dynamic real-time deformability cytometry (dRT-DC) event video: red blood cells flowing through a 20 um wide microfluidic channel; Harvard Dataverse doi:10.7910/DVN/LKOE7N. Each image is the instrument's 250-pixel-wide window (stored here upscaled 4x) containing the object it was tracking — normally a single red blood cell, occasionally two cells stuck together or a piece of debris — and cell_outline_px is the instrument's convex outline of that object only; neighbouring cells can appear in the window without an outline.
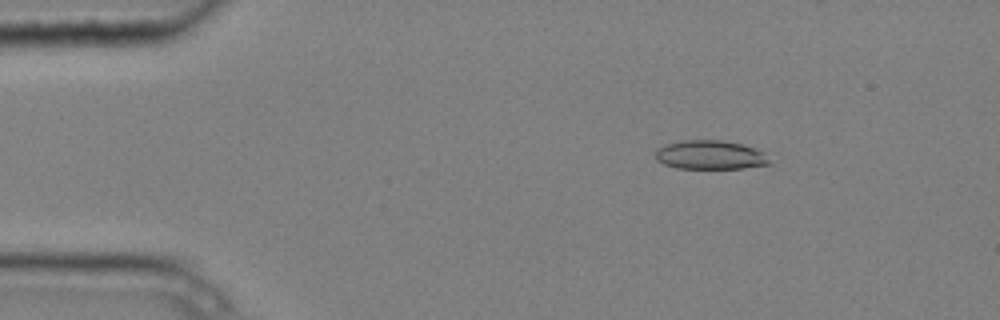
{"species": "common noctule bat (a hibernating species)", "species_latin": "Nyctalus noctula", "temperature_condition": "cold", "stored_images_in_passage": 4, "camera_frame_rate_fps": 3000, "um_per_image_px": 0.085, "animal": {"sex": "male", "body_mass_g": 20.4}, "frame": {"image": 1, "passage_image": 2, "time_ms": 0.333, "image_size_px": [1000, 320], "cell_outline_px": [[772, 164], [744, 168], [676, 168], [664, 164], [656, 160], [656, 148], [664, 144], [680, 140], [720, 140], [740, 144], [764, 152]], "centroid_in_image_um": [60.33, 13.17], "position_along_channel_um": 24.7, "area_um2": 19.25}}
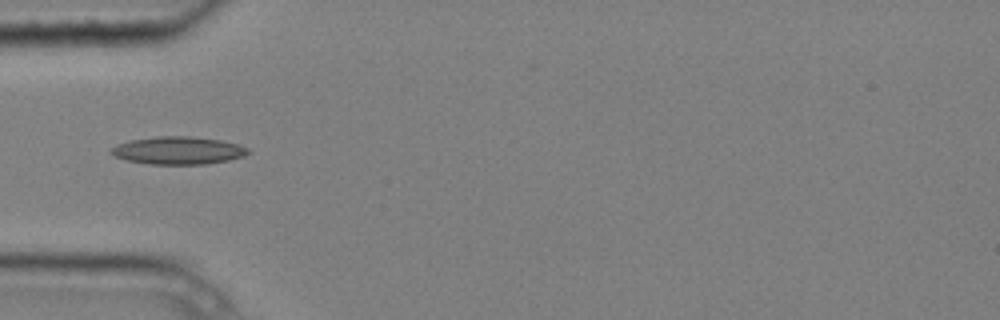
{"frame": {"image": 2, "passage_image": 4, "time_ms": 1.0, "image_size_px": [1000, 320], "cell_outline_px": [[252, 152], [244, 156], [228, 160], [208, 164], [148, 164], [128, 160], [116, 156], [108, 152], [116, 144], [132, 140], [156, 136], [192, 136], [220, 140], [236, 144], [248, 148]], "centroid_in_image_um": [15.16, 12.79], "position_along_channel_um": 69.8, "area_um2": 22.08}}